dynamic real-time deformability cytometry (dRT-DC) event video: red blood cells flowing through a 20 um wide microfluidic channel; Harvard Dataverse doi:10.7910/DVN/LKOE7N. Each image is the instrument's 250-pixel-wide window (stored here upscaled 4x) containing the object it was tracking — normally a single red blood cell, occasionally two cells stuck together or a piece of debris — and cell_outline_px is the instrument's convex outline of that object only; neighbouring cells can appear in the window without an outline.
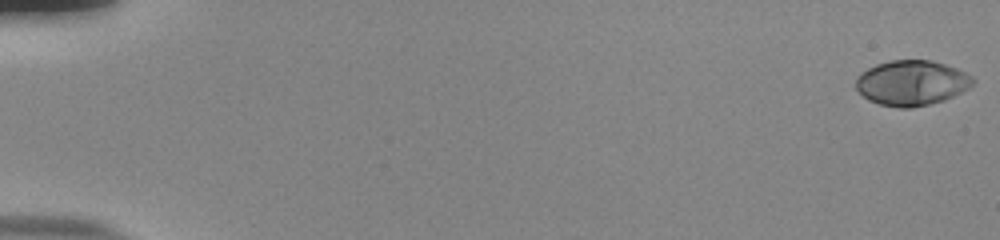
{"species": "human", "species_latin": "Homo sapiens", "temperature_condition": "room temperature", "stored_images_in_passage": 54, "camera_frame_rate_fps": 3000, "um_per_image_px": 0.085, "donor": {"sex": "male"}, "frame": {"image": 1, "passage_image": 1, "time_ms": 0.0, "image_size_px": [1000, 240], "cell_outline_px": [[976, 80], [968, 88], [944, 100], [912, 108], [900, 108], [880, 104], [868, 100], [856, 88], [856, 76], [860, 72], [876, 64], [888, 60], [932, 60], [956, 68], [972, 76]], "centroid_in_image_um": [77.47, 7.04], "position_along_channel_um": 7.5, "area_um2": 30.75}}
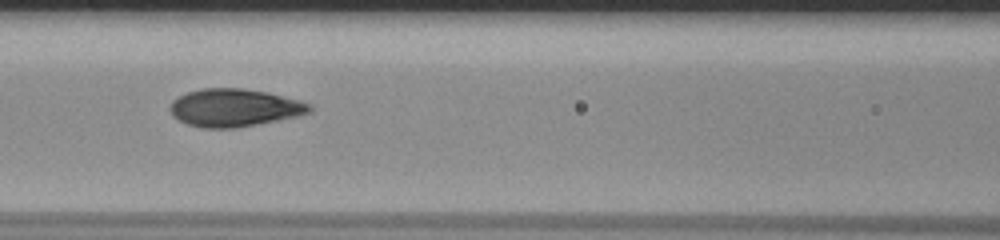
{"frame": {"image": 2, "passage_image": 26, "time_ms": 8.333, "image_size_px": [1000, 240], "cell_outline_px": [[312, 112], [300, 116], [236, 128], [200, 128], [188, 124], [172, 116], [168, 108], [172, 100], [188, 92], [200, 88], [244, 88], [268, 92], [300, 100], [312, 104]], "centroid_in_image_um": [19.94, 9.16], "position_along_channel_um": 146.7, "area_um2": 31.1}}
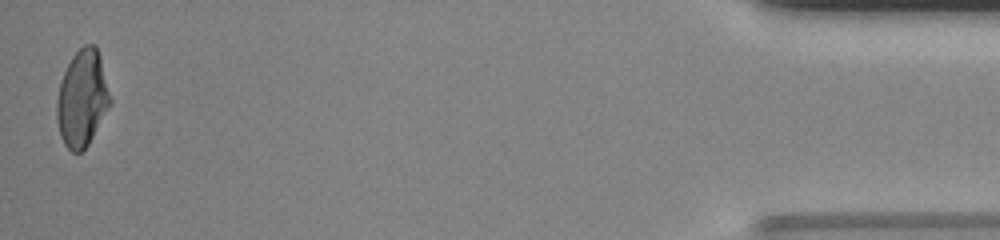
{"frame": {"image": 3, "passage_image": 54, "time_ms": 17.667, "image_size_px": [1000, 240], "cell_outline_px": [[112, 104], [88, 144], [80, 152], [72, 152], [64, 144], [60, 136], [56, 120], [56, 100], [60, 84], [64, 72], [72, 56], [84, 44], [96, 44], [100, 56], [112, 100]], "centroid_in_image_um": [6.99, 8.37], "position_along_channel_um": 428.2, "area_um2": 30.17}, "authors_computed_cell_mechanics": {"area_um2": 30.3739, "velocity_mm_per_s": 3.8769, "shape_relaxation_time_tau1_ms": 6.1999, "shape_relaxation_time_tau2_ms": null, "deformation_change_tau1": 0.2432, "deformation_change_tau2": null}}